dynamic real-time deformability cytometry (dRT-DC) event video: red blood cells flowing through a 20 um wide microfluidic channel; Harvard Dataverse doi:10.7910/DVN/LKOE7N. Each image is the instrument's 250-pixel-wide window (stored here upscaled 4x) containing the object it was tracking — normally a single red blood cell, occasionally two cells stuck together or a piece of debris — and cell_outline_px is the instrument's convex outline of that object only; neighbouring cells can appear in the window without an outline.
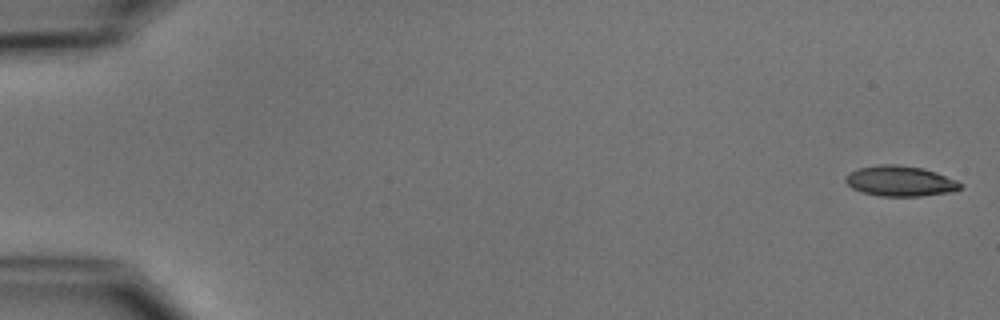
{"species": "common noctule bat (a hibernating species)", "species_latin": "Nyctalus noctula", "temperature_condition": "cold", "stored_images_in_passage": 5, "camera_frame_rate_fps": 3000, "um_per_image_px": 0.085, "animal": {"sex": "male", "body_mass_g": 15.6}, "frame": {"image": 1, "passage_image": 1, "time_ms": 0.0, "image_size_px": [1000, 320], "cell_outline_px": [[964, 184], [960, 188], [952, 192], [920, 196], [880, 196], [860, 192], [852, 188], [844, 180], [844, 176], [860, 168], [880, 164], [896, 164], [924, 168], [936, 172], [956, 180]], "centroid_in_image_um": [76.52, 15.39], "position_along_channel_um": 8.5, "area_um2": 20.4}}
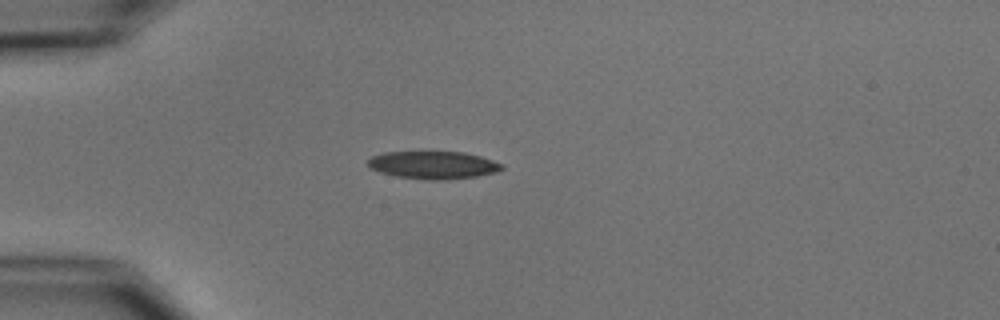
{"frame": {"image": 2, "passage_image": 5, "time_ms": 4.667, "image_size_px": [1000, 320], "cell_outline_px": [[504, 168], [496, 172], [476, 176], [444, 180], [428, 180], [396, 176], [380, 172], [372, 168], [368, 164], [368, 160], [372, 156], [384, 152], [464, 152], [480, 156], [504, 164]], "centroid_in_image_um": [36.85, 14.03], "position_along_channel_um": 48.2, "area_um2": 21.5}}